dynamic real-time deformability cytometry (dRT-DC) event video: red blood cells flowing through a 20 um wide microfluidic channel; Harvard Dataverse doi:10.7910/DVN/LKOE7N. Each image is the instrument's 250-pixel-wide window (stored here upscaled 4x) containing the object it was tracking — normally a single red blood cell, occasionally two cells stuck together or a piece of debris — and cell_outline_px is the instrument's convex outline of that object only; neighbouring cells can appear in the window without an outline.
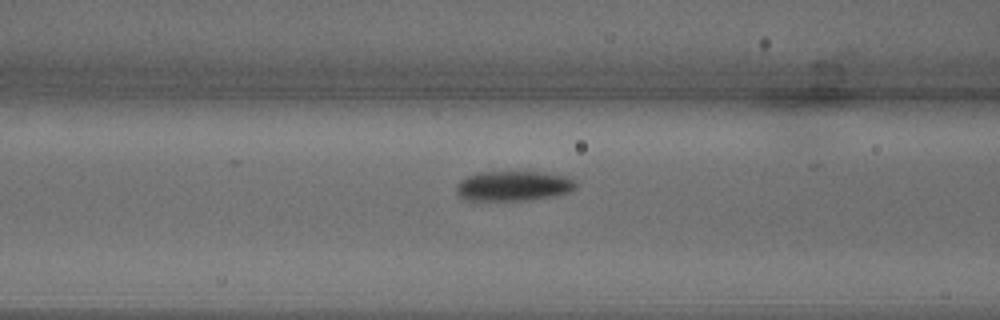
{"species": "common noctule bat (a hibernating species)", "species_latin": "Nyctalus noctula", "temperature_condition": "warm", "stored_images_in_passage": 6, "camera_frame_rate_fps": 3000, "um_per_image_px": 0.085, "animal": {"sex": "male", "body_mass_g": 18.8}, "frame": {"image": 1, "passage_image": 5, "time_ms": 1.333, "image_size_px": [1000, 320], "cell_outline_px": [[576, 188], [568, 192], [552, 196], [528, 200], [464, 200], [456, 192], [456, 184], [460, 180], [468, 176], [480, 172], [540, 172], [568, 176], [576, 180]], "centroid_in_image_um": [43.64, 15.8], "position_along_channel_um": 123.0, "area_um2": 20.87}}